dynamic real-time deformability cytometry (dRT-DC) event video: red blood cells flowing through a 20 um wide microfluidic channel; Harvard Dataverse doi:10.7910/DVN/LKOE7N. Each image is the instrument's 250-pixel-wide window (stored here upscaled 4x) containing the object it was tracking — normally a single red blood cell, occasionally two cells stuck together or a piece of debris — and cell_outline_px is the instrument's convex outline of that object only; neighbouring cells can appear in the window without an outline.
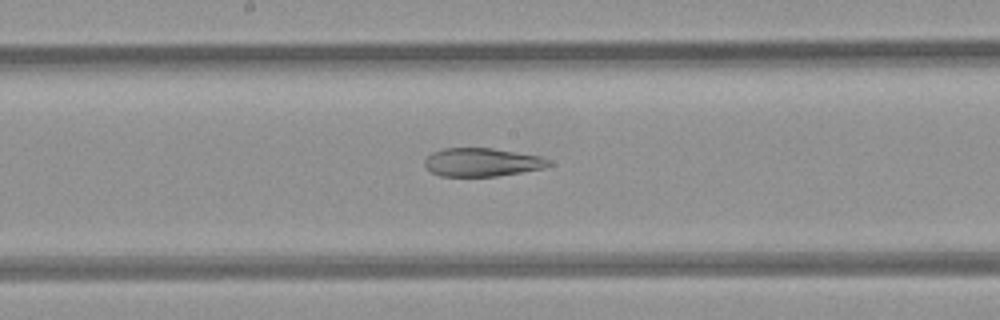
{"species": "common noctule bat (a hibernating species)", "species_latin": "Nyctalus noctula", "temperature_condition": "room temperature", "stored_images_in_passage": 35, "camera_frame_rate_fps": 3000, "um_per_image_px": 0.085, "animal": {"sex": "female", "body_mass_g": 21.9}, "frame": {"image": 1, "passage_image": 21, "time_ms": 6.667, "image_size_px": [1000, 320], "cell_outline_px": [[552, 164], [544, 168], [496, 176], [440, 176], [432, 172], [424, 164], [424, 160], [432, 152], [444, 148], [492, 148], [540, 156], [548, 160]], "centroid_in_image_um": [40.95, 13.78], "position_along_channel_um": 207.2, "area_um2": 20.35}}
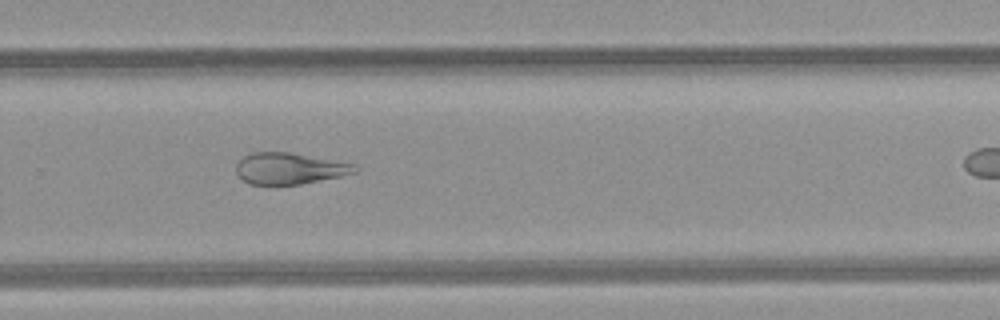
{"frame": {"image": 2, "passage_image": 28, "time_ms": 9.0, "image_size_px": [1000, 320], "cell_outline_px": [[360, 168], [356, 172], [340, 176], [300, 184], [248, 184], [236, 172], [236, 164], [244, 156], [252, 152], [292, 152], [356, 164]], "centroid_in_image_um": [24.63, 14.3], "position_along_channel_um": 305.2, "area_um2": 21.68}}
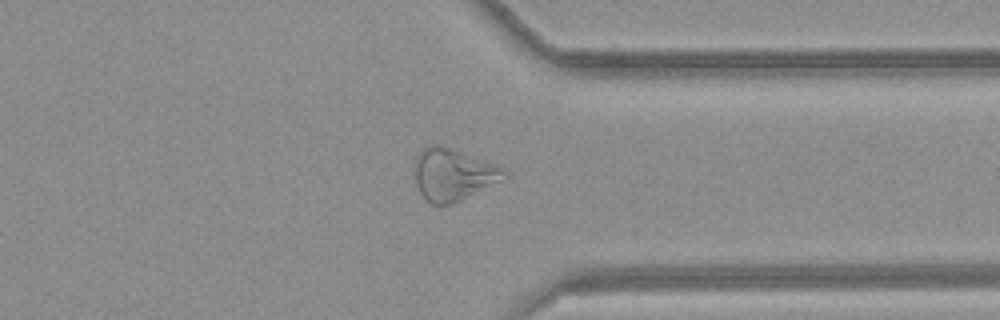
{"frame": {"image": 3, "passage_image": 33, "time_ms": 10.667, "image_size_px": [1000, 320], "cell_outline_px": [[508, 180], [452, 204], [432, 204], [424, 200], [416, 184], [412, 172], [412, 168], [416, 156], [428, 144], [444, 144], [496, 164], [504, 168], [508, 172]], "centroid_in_image_um": [38.54, 14.82], "position_along_channel_um": 372.9, "area_um2": 28.38}}